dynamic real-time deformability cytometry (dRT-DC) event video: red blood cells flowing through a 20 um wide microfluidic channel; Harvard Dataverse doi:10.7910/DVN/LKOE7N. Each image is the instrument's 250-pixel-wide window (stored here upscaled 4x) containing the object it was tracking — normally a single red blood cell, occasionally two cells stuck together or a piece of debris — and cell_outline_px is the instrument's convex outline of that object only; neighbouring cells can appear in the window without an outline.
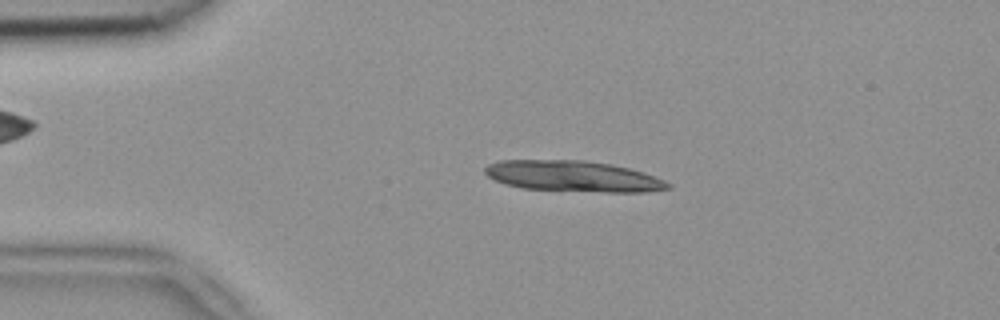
{"species": "common noctule bat (a hibernating species)", "species_latin": "Nyctalus noctula", "temperature_condition": "room temperature", "stored_images_in_passage": 22, "camera_frame_rate_fps": 3000, "um_per_image_px": 0.085, "animal": {"sex": "female", "body_mass_g": 18.4}, "frame": {"image": 1, "passage_image": 10, "time_ms": 3.0, "image_size_px": [1000, 320], "cell_outline_px": [[672, 188], [648, 192], [604, 192], [524, 188], [504, 184], [488, 176], [484, 172], [484, 168], [488, 164], [500, 160], [584, 160], [612, 164], [644, 172], [664, 180], [672, 184]], "centroid_in_image_um": [48.75, 14.98], "position_along_channel_um": 36.3, "area_um2": 33.0}}